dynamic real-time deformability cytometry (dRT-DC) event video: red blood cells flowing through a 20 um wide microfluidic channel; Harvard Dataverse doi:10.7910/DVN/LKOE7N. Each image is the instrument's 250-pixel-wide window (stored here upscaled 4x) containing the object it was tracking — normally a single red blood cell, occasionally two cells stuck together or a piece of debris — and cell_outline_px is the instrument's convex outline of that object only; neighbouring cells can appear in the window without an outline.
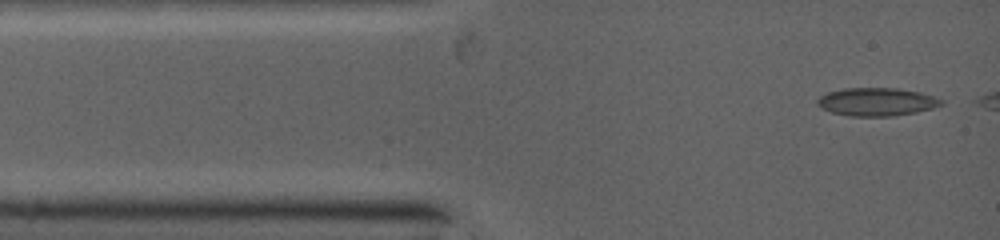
{"species": "common noctule bat (a hibernating species)", "species_latin": "Nyctalus noctula", "temperature_condition": "warm", "stored_images_in_passage": 13, "segment_of_instrument_passage": [1, 2], "camera_frame_rate_fps": 5000, "um_per_image_px": 0.085, "animal": {"sex": "female", "body_mass_g": 19.0, "forearm_length_mm": 53.3}, "frame": {"image": 1, "passage_image": 1, "time_ms": 0.0, "image_size_px": [1000, 240], "cell_outline_px": [[944, 104], [932, 108], [916, 112], [892, 116], [852, 116], [832, 112], [816, 104], [816, 100], [820, 96], [828, 92], [844, 88], [896, 88], [920, 92], [944, 100]], "centroid_in_image_um": [74.53, 8.65], "position_along_channel_um": 10.5, "area_um2": 20.17}}
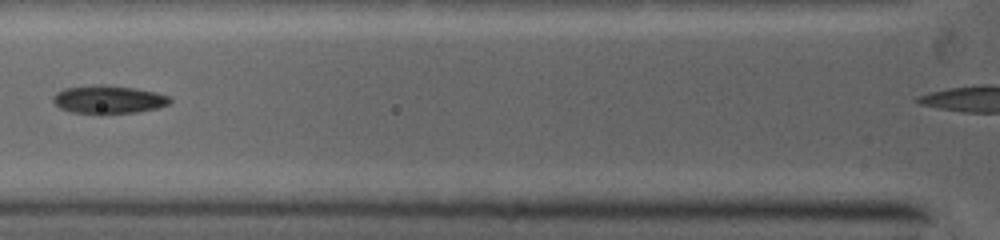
{"frame": {"image": 2, "passage_image": 7, "time_ms": 3.4, "image_size_px": [1000, 240], "cell_outline_px": [[172, 100], [168, 104], [156, 108], [132, 112], [72, 112], [60, 108], [52, 100], [56, 92], [68, 88], [132, 88], [152, 92], [168, 96]], "centroid_in_image_um": [9.23, 8.5], "position_along_channel_um": 116.6, "area_um2": 17.34}}
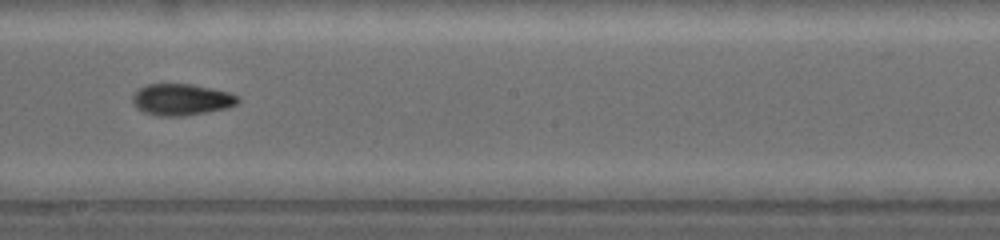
{"frame": {"image": 3, "passage_image": 11, "time_ms": 6.0, "image_size_px": [1000, 240], "cell_outline_px": [[240, 100], [236, 104], [224, 108], [176, 116], [172, 116], [144, 112], [132, 100], [132, 96], [140, 88], [148, 84], [188, 84], [228, 92], [236, 96]], "centroid_in_image_um": [15.41, 8.43], "position_along_channel_um": 232.8, "area_um2": 18.32}}